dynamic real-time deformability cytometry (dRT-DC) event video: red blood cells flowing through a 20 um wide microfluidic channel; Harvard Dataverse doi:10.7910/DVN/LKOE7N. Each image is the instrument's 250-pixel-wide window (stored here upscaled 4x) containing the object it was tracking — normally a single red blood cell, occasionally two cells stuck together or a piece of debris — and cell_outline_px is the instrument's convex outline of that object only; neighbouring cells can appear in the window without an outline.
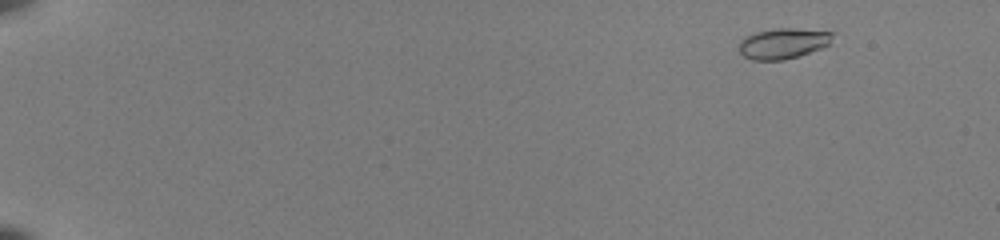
{"species": "common noctule bat (a hibernating species)", "species_latin": "Nyctalus noctula", "temperature_condition": "room temperature", "stored_images_in_passage": 53, "camera_frame_rate_fps": 3000, "um_per_image_px": 0.085, "animal": {"sex": "female", "body_mass_g": 22.0, "forearm_length_mm": 56.7}, "frame": {"image": 1, "passage_image": 5, "time_ms": 1.333, "image_size_px": [1000, 240], "cell_outline_px": [[832, 44], [800, 56], [784, 60], [752, 60], [744, 56], [740, 52], [740, 40], [744, 36], [756, 32], [776, 28], [792, 28], [832, 32]], "centroid_in_image_um": [66.57, 3.7], "position_along_channel_um": 18.4, "area_um2": 16.76}}
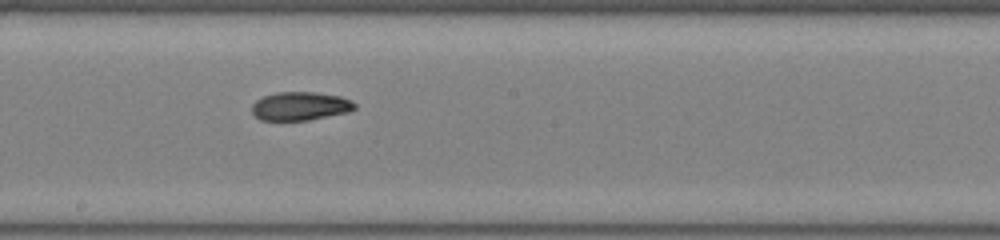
{"frame": {"image": 2, "passage_image": 32, "time_ms": 10.333, "image_size_px": [1000, 240], "cell_outline_px": [[356, 108], [348, 112], [308, 120], [260, 120], [252, 112], [252, 104], [256, 100], [264, 96], [276, 92], [316, 92], [340, 96], [352, 100], [356, 104]], "centroid_in_image_um": [25.53, 9.01], "position_along_channel_um": 222.7, "area_um2": 17.11}}
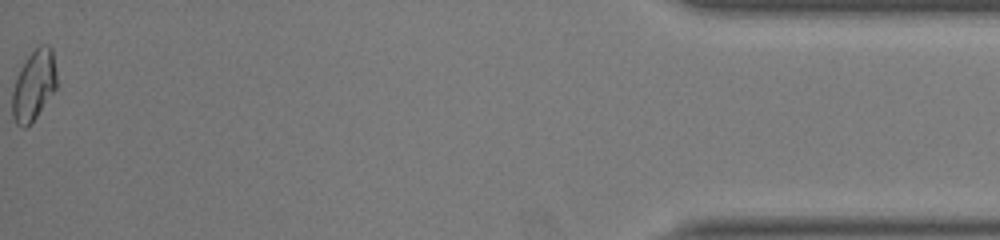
{"frame": {"image": 3, "passage_image": 53, "time_ms": 17.333, "image_size_px": [1000, 240], "cell_outline_px": [[56, 88], [36, 116], [24, 128], [20, 128], [16, 124], [12, 116], [12, 92], [20, 68], [28, 56], [40, 44], [48, 44], [52, 48], [56, 72]], "centroid_in_image_um": [2.87, 7.24], "position_along_channel_um": 432.3, "area_um2": 17.98}, "authors_computed_cell_mechanics": {"area_um2": 16.9932, "velocity_mm_per_s": 4.017, "shape_relaxation_time_tau1_ms": 5.7433, "shape_relaxation_time_tau2_ms": 3.84, "deformation_change_tau1": 0.1773, "deformation_change_tau2": 0.0918}}